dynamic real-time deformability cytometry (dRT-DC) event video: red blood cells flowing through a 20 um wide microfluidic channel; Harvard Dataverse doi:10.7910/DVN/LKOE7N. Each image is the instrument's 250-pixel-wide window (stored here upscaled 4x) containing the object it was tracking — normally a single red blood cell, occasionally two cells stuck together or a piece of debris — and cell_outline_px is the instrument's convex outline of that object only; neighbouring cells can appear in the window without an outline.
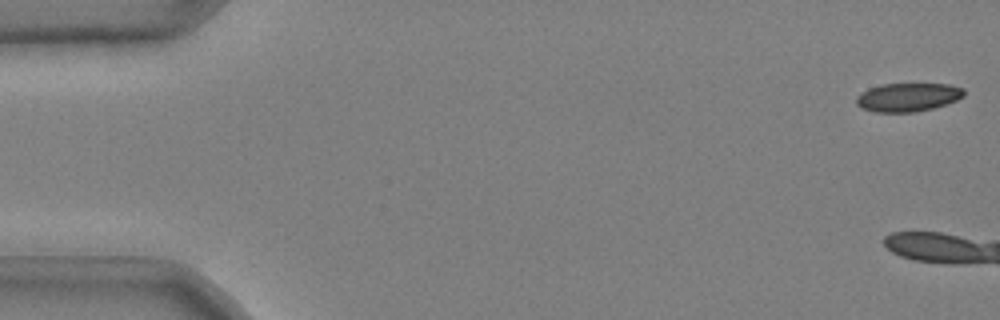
{"species": "common noctule bat (a hibernating species)", "species_latin": "Nyctalus noctula", "temperature_condition": "cold", "stored_images_in_passage": 7, "camera_frame_rate_fps": 3000, "um_per_image_px": 0.085, "animal": {"sex": "male", "body_mass_g": 20.4}, "frame": {"image": 1, "passage_image": 1, "time_ms": 0.0, "image_size_px": [1000, 320], "cell_outline_px": [[964, 96], [956, 100], [932, 108], [916, 112], [876, 112], [860, 108], [856, 104], [856, 96], [860, 92], [868, 88], [880, 84], [948, 84], [964, 88]], "centroid_in_image_um": [77.12, 8.26], "position_along_channel_um": 7.9, "area_um2": 17.98}}